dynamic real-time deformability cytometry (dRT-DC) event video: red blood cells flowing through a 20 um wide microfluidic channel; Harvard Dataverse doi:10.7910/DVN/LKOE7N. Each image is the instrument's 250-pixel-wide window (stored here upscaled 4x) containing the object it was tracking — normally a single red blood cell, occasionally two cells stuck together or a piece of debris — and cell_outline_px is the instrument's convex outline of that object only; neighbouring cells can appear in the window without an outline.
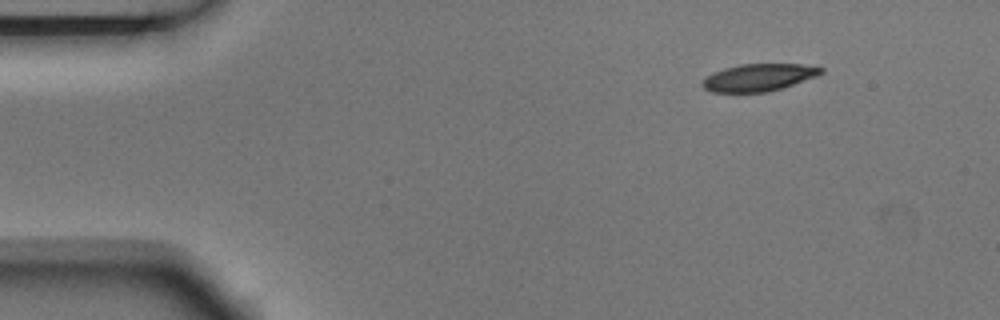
{"species": "Egyptian fruit bat (a non-hibernating species)", "species_latin": "Rousettus aegyptiacus", "temperature_condition": "room temperature", "stored_images_in_passage": 4, "camera_frame_rate_fps": 3000, "um_per_image_px": 0.085, "animal": {"sex": "male"}, "frame": {"image": 1, "passage_image": 1, "time_ms": 0.0, "image_size_px": [1000, 320], "cell_outline_px": [[824, 72], [816, 76], [768, 92], [712, 92], [704, 88], [700, 84], [712, 72], [724, 68], [740, 64], [800, 64], [824, 68]], "centroid_in_image_um": [64.46, 6.58], "position_along_channel_um": 20.5, "area_um2": 18.67}}
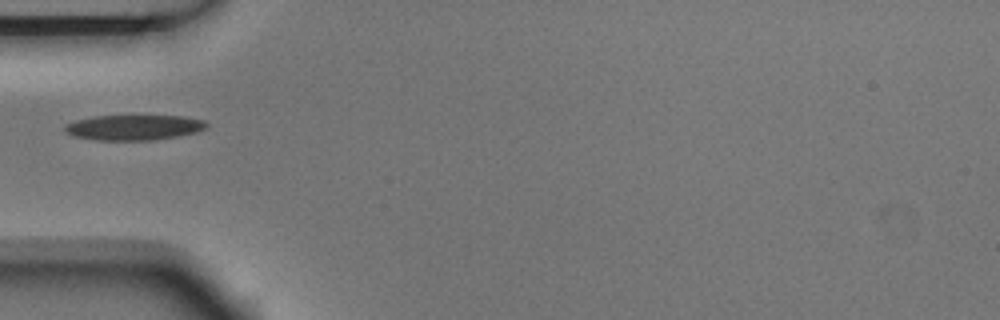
{"frame": {"image": 2, "passage_image": 4, "time_ms": 1.0, "image_size_px": [1000, 320], "cell_outline_px": [[208, 124], [204, 128], [196, 132], [176, 136], [152, 140], [96, 140], [72, 136], [64, 132], [64, 124], [76, 120], [92, 116], [184, 116], [204, 120]], "centroid_in_image_um": [11.31, 10.83], "position_along_channel_um": 73.7, "area_um2": 20.87}}